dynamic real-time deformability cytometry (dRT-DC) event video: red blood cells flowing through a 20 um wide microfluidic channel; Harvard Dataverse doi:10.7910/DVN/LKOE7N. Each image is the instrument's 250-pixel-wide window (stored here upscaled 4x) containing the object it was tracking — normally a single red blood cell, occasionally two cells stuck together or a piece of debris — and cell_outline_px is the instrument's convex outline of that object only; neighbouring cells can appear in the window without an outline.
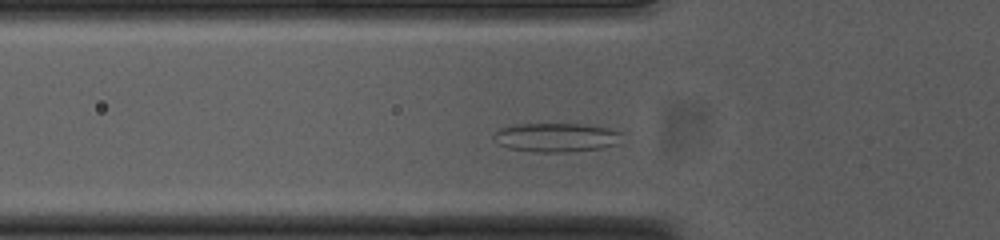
{"species": "common noctule bat (a hibernating species)", "species_latin": "Nyctalus noctula", "temperature_condition": "cold", "stored_images_in_passage": 35, "camera_frame_rate_fps": 3000, "um_per_image_px": 0.085, "animal": {"sex": "female", "body_mass_g": 23.0, "forearm_length_mm": 53.4}, "frame": {"image": 1, "passage_image": 10, "time_ms": 3.0, "image_size_px": [1000, 240], "cell_outline_px": [[624, 132], [616, 144], [600, 148], [568, 152], [532, 152], [508, 148], [500, 144], [492, 136], [492, 132], [500, 128], [516, 124], [580, 124], [608, 128]], "centroid_in_image_um": [47.25, 11.68], "position_along_channel_um": 78.6, "area_um2": 21.68}}
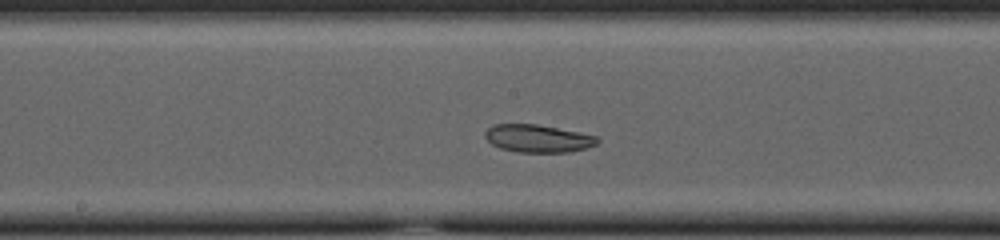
{"frame": {"image": 2, "passage_image": 20, "time_ms": 6.333, "image_size_px": [1000, 240], "cell_outline_px": [[600, 140], [596, 144], [588, 148], [568, 152], [516, 152], [500, 148], [492, 144], [484, 136], [484, 132], [492, 124], [536, 124], [596, 136]], "centroid_in_image_um": [45.69, 11.77], "position_along_channel_um": 202.5, "area_um2": 18.03}}
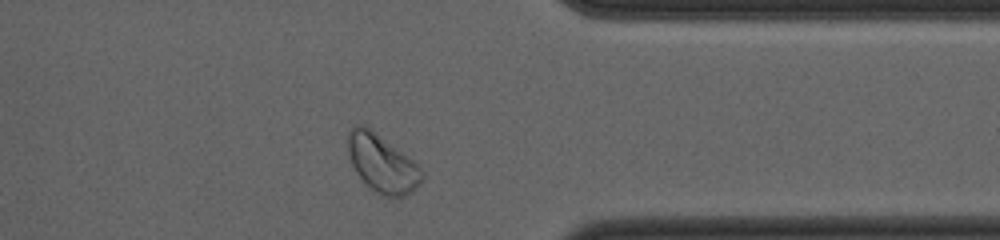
{"frame": {"image": 3, "passage_image": 35, "time_ms": 11.333, "image_size_px": [1000, 240], "cell_outline_px": [[424, 180], [412, 192], [404, 196], [384, 196], [376, 192], [356, 172], [348, 156], [348, 132], [356, 124], [360, 124], [372, 128], [408, 156], [424, 172]], "centroid_in_image_um": [32.49, 13.86], "position_along_channel_um": 378.9, "area_um2": 24.85}}